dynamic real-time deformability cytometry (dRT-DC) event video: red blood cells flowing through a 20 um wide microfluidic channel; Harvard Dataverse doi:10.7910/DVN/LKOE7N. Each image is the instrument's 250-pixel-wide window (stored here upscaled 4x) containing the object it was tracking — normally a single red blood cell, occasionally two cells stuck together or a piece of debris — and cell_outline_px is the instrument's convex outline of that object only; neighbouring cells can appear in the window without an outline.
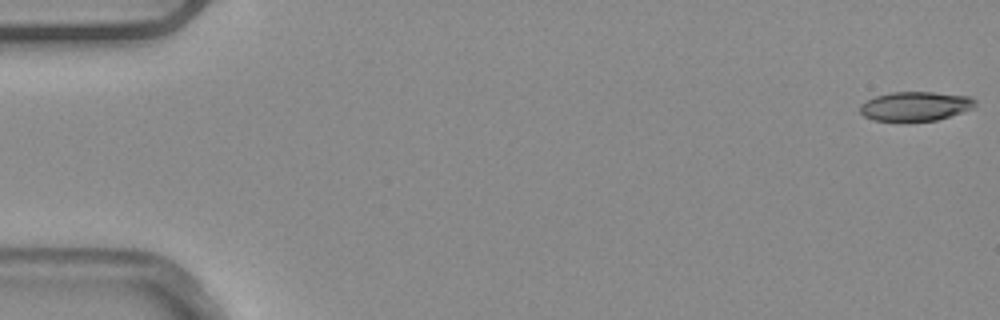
{"species": "common noctule bat (a hibernating species)", "species_latin": "Nyctalus noctula", "temperature_condition": "warm", "stored_images_in_passage": 6, "camera_frame_rate_fps": 3000, "um_per_image_px": 0.085, "animal": {"sex": "male", "body_mass_g": 20.4}, "frame": {"image": 1, "passage_image": 1, "time_ms": 0.0, "image_size_px": [1000, 320], "cell_outline_px": [[976, 108], [936, 120], [872, 120], [864, 116], [860, 112], [860, 104], [876, 96], [892, 92], [932, 92], [968, 96], [976, 100]], "centroid_in_image_um": [77.84, 9.02], "position_along_channel_um": 7.2, "area_um2": 19.42}}